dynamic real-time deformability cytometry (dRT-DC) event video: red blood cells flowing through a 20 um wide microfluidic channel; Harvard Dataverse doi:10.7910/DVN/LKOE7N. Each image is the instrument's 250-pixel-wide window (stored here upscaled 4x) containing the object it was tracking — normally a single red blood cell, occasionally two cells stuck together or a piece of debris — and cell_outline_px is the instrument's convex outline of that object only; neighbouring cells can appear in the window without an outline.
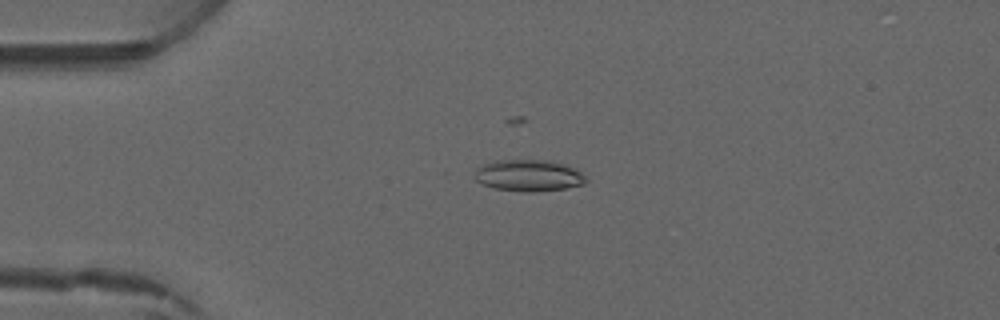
{"species": "common noctule bat (a hibernating species)", "species_latin": "Nyctalus noctula", "temperature_condition": "warm", "stored_images_in_passage": 5, "camera_frame_rate_fps": 3000, "um_per_image_px": 0.085, "animal": {"sex": "male", "forearm_length_mm": 52.5}, "frame": {"image": 1, "passage_image": 4, "time_ms": 3.333, "image_size_px": [1000, 320], "cell_outline_px": [[588, 180], [584, 184], [564, 188], [536, 192], [524, 192], [492, 188], [480, 184], [476, 180], [476, 168], [492, 160], [552, 160], [564, 164], [580, 172]], "centroid_in_image_um": [44.9, 14.92], "position_along_channel_um": 40.1, "area_um2": 20.58}}